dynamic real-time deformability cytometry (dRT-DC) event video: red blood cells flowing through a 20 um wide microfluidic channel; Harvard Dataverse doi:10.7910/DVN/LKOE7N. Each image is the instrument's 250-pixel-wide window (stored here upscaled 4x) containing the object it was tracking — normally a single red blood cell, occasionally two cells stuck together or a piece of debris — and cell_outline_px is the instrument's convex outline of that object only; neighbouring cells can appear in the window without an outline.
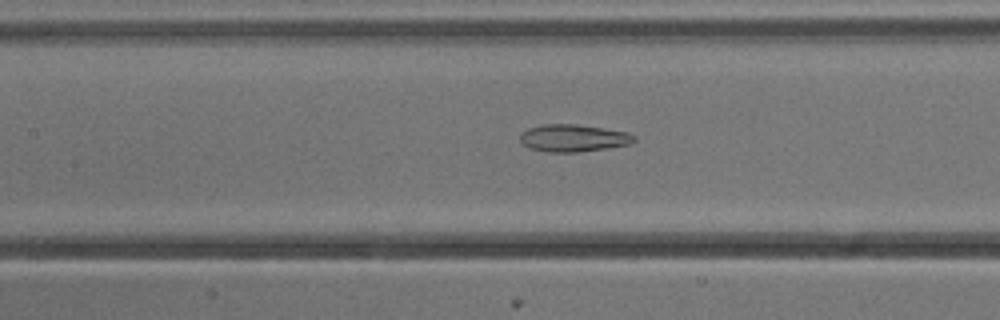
{"species": "common noctule bat (a hibernating species)", "species_latin": "Nyctalus noctula", "temperature_condition": "cold", "stored_images_in_passage": 53, "camera_frame_rate_fps": 3000, "um_per_image_px": 0.085, "animal": {"sex": "male", "body_mass_g": 13.3}, "frame": {"image": 1, "passage_image": 24, "time_ms": 7.667, "image_size_px": [1000, 320], "cell_outline_px": [[636, 140], [632, 144], [608, 148], [580, 152], [548, 152], [528, 148], [520, 140], [520, 132], [528, 128], [540, 124], [576, 124], [604, 128], [628, 132], [636, 136]], "centroid_in_image_um": [48.74, 11.73], "position_along_channel_um": 158.7, "area_um2": 18.44}}
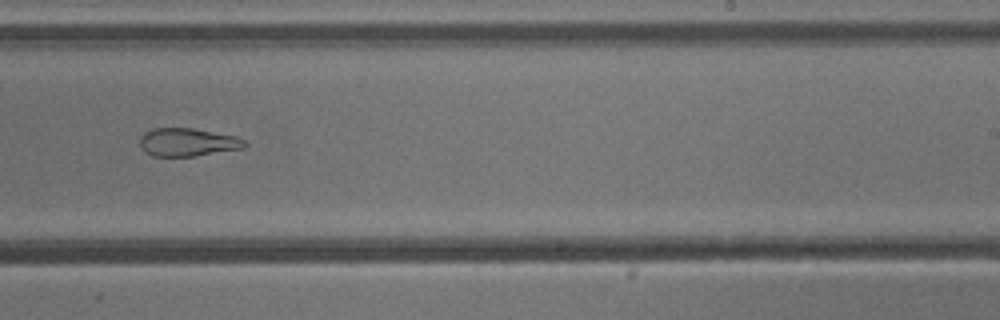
{"frame": {"image": 2, "passage_image": 33, "time_ms": 10.667, "image_size_px": [1000, 320], "cell_outline_px": [[248, 144], [244, 148], [192, 156], [152, 156], [144, 152], [140, 148], [140, 136], [144, 132], [152, 128], [192, 128], [236, 136], [248, 140]], "centroid_in_image_um": [15.94, 12.08], "position_along_channel_um": 273.1, "area_um2": 17.34}}
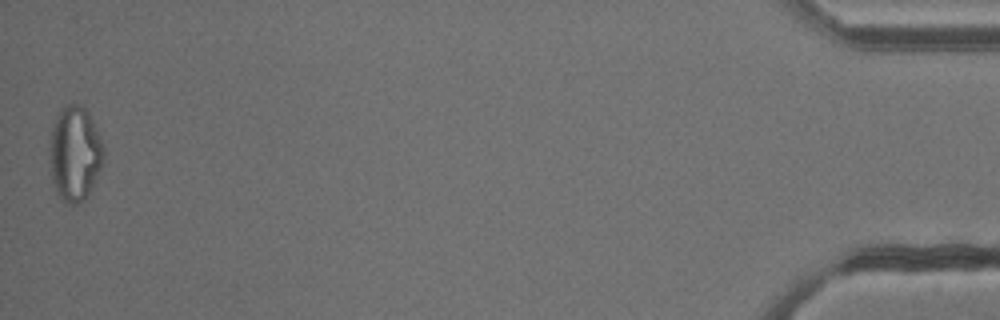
{"frame": {"image": 3, "passage_image": 53, "time_ms": 17.333, "image_size_px": [1000, 320], "cell_outline_px": [[104, 160], [84, 200], [76, 204], [64, 204], [60, 200], [56, 192], [52, 180], [52, 128], [56, 116], [60, 108], [68, 104], [76, 104], [84, 108], [88, 112], [100, 136], [104, 148]], "centroid_in_image_um": [6.38, 13.06], "position_along_channel_um": 428.8, "area_um2": 29.19}, "authors_computed_cell_mechanics": {"area_um2": 23.5824, "velocity_mm_per_s": 3.822, "shape_relaxation_time_tau1_ms": null, "shape_relaxation_time_tau2_ms": 3.192, "deformation_change_tau1": null, "deformation_change_tau2": 0.1323}}